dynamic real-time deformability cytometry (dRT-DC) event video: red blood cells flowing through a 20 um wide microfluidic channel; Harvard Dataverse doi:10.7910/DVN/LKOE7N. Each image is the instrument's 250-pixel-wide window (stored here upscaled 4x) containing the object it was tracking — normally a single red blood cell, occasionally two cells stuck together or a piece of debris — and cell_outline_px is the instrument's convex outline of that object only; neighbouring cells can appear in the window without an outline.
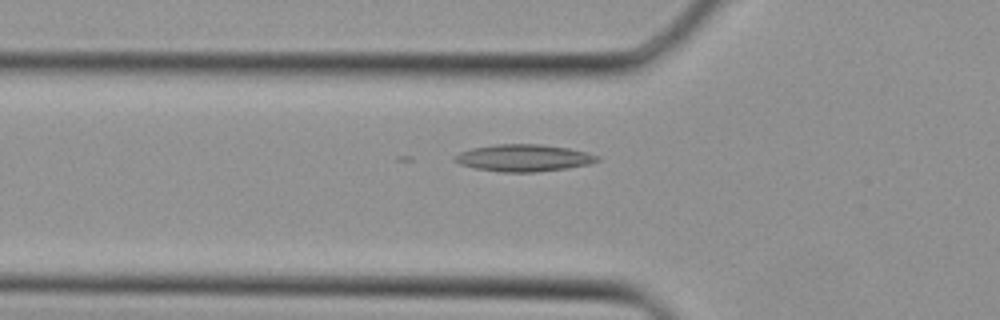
{"species": "Egyptian fruit bat (a non-hibernating species)", "species_latin": "Rousettus aegyptiacus", "temperature_condition": "cold", "stored_images_in_passage": 29, "camera_frame_rate_fps": 3000, "um_per_image_px": 0.085, "animal": {"sex": "female"}, "frame": {"image": 1, "passage_image": 4, "time_ms": 1.0, "image_size_px": [1000, 320], "cell_outline_px": [[600, 160], [588, 164], [568, 168], [536, 172], [500, 172], [476, 168], [460, 164], [452, 160], [460, 152], [472, 148], [496, 144], [540, 144], [568, 148], [588, 152], [600, 156]], "centroid_in_image_um": [44.54, 13.42], "position_along_channel_um": 81.3, "area_um2": 22.43}}
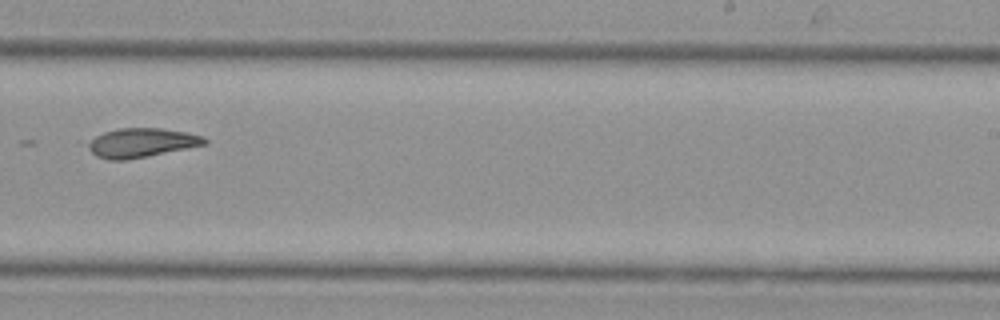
{"frame": {"image": 2, "passage_image": 15, "time_ms": 4.667, "image_size_px": [1000, 320], "cell_outline_px": [[208, 144], [148, 156], [124, 160], [108, 160], [96, 156], [88, 148], [88, 144], [96, 136], [104, 132], [120, 128], [160, 128], [188, 132], [204, 136], [208, 140]], "centroid_in_image_um": [12.08, 12.13], "position_along_channel_um": 276.9, "area_um2": 19.77}}
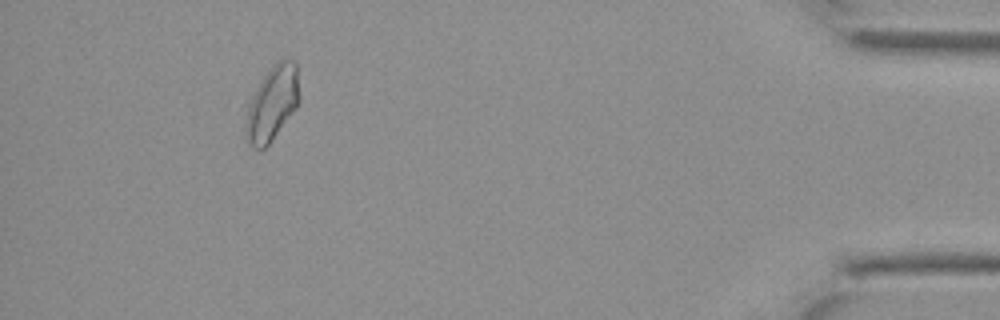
{"frame": {"image": 3, "passage_image": 26, "time_ms": 8.333, "image_size_px": [1000, 320], "cell_outline_px": [[300, 100], [296, 108], [268, 144], [264, 148], [252, 148], [248, 144], [244, 132], [244, 100], [264, 76], [280, 60], [296, 60], [300, 96]], "centroid_in_image_um": [23.06, 8.81], "position_along_channel_um": 412.1, "area_um2": 23.99}}